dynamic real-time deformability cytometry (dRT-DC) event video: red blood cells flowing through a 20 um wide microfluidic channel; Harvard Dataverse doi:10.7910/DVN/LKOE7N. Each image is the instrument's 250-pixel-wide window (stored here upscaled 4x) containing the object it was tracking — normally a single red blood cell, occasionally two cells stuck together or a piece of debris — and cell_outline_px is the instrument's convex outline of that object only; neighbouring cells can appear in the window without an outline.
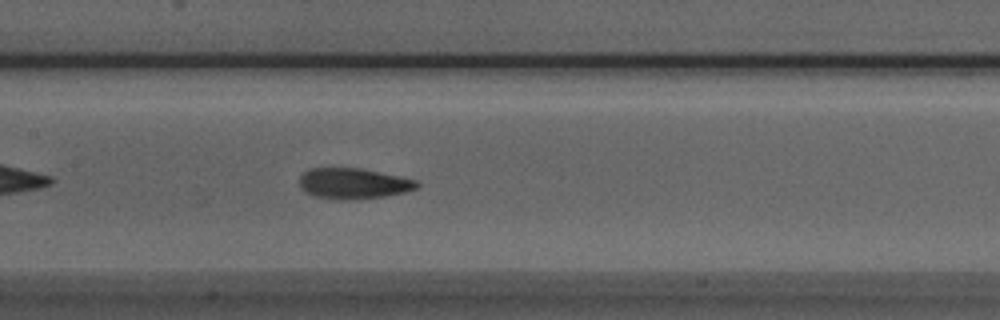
{"species": "Egyptian fruit bat (a non-hibernating species)", "species_latin": "Rousettus aegyptiacus", "temperature_condition": "room temperature", "stored_images_in_passage": 27, "camera_frame_rate_fps": 3000, "um_per_image_px": 0.085, "animal": {"sex": "male"}, "frame": {"image": 1, "passage_image": 10, "time_ms": 3.0, "image_size_px": [1000, 320], "cell_outline_px": [[420, 184], [416, 188], [404, 192], [384, 196], [348, 200], [340, 200], [312, 196], [304, 192], [300, 188], [300, 176], [308, 168], [360, 168], [400, 176], [416, 180]], "centroid_in_image_um": [29.99, 15.6], "position_along_channel_um": 177.4, "area_um2": 21.1}}
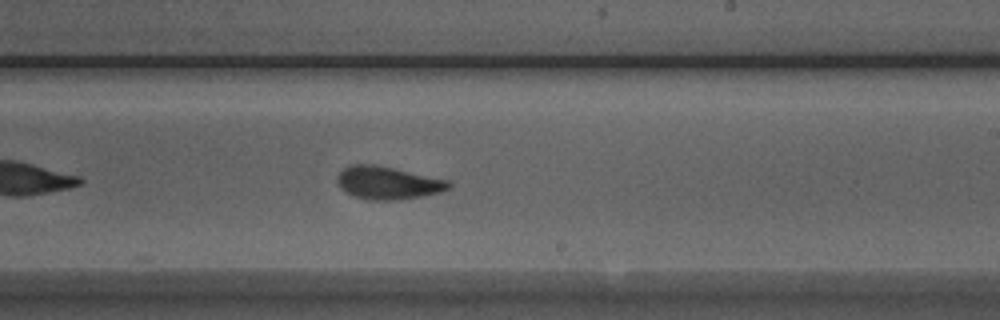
{"frame": {"image": 2, "passage_image": 16, "time_ms": 5.0, "image_size_px": [1000, 320], "cell_outline_px": [[452, 188], [440, 192], [424, 196], [396, 200], [368, 200], [352, 196], [340, 188], [336, 180], [336, 176], [344, 168], [352, 164], [376, 164], [448, 180], [452, 184]], "centroid_in_image_um": [32.96, 15.55], "position_along_channel_um": 256.0, "area_um2": 21.56}}
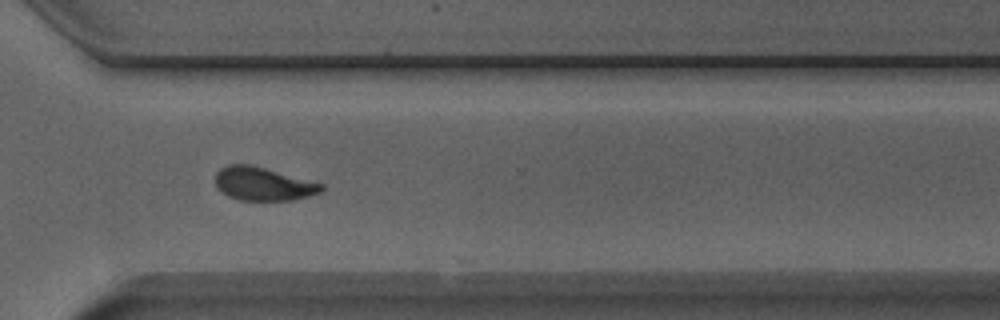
{"frame": {"image": 3, "passage_image": 23, "time_ms": 7.333, "image_size_px": [1000, 320], "cell_outline_px": [[324, 188], [320, 192], [308, 196], [292, 200], [240, 200], [228, 196], [216, 188], [216, 172], [220, 168], [228, 164], [252, 164], [324, 184]], "centroid_in_image_um": [22.35, 15.62], "position_along_channel_um": 348.3, "area_um2": 20.69}, "authors_computed_cell_mechanics": {"area_um2": 21.4438, "velocity_mm_per_s": 3.9475, "shape_relaxation_time_tau1_ms": null, "shape_relaxation_time_tau2_ms": 1.5927, "deformation_change_tau1": null, "deformation_change_tau2": 0.0798}}